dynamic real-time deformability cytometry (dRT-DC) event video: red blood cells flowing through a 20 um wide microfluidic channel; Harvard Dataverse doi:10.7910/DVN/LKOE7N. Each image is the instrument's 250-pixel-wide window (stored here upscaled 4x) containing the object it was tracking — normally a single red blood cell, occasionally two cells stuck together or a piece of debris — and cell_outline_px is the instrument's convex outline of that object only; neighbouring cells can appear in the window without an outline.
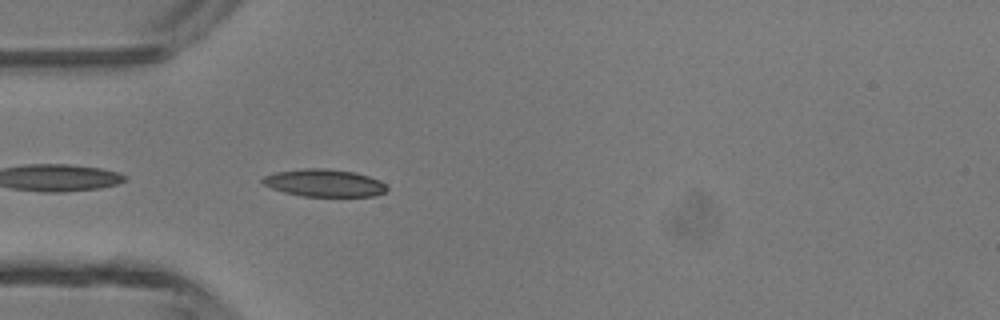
{"species": "common noctule bat (a hibernating species)", "species_latin": "Nyctalus noctula", "temperature_condition": "room temperature", "stored_images_in_passage": 35, "camera_frame_rate_fps": 3000, "um_per_image_px": 0.085, "animal": {"sex": "male", "body_mass_g": 13.3}, "frame": {"image": 1, "passage_image": 2, "time_ms": 0.333, "image_size_px": [1000, 320], "cell_outline_px": [[388, 188], [384, 192], [372, 196], [300, 196], [284, 192], [272, 188], [264, 184], [260, 180], [264, 176], [276, 172], [304, 168], [324, 168], [356, 172], [380, 180]], "centroid_in_image_um": [27.55, 15.54], "position_along_channel_um": 57.5, "area_um2": 19.83}}
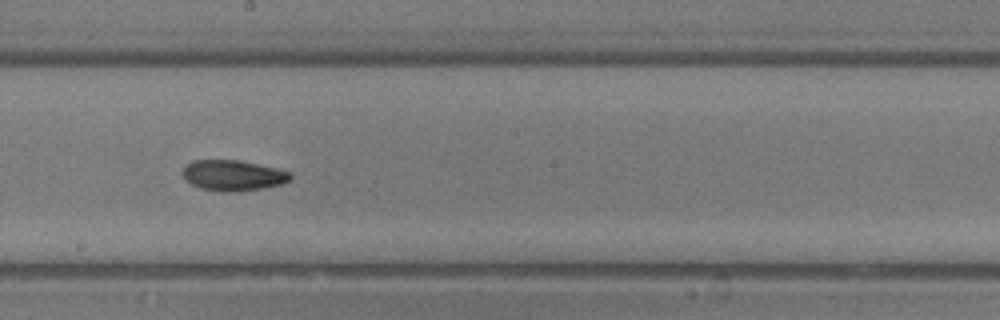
{"frame": {"image": 2, "passage_image": 14, "time_ms": 4.333, "image_size_px": [1000, 320], "cell_outline_px": [[292, 176], [288, 180], [280, 184], [260, 188], [236, 192], [224, 192], [200, 188], [184, 180], [180, 172], [184, 164], [192, 160], [240, 160], [276, 168], [288, 172]], "centroid_in_image_um": [19.7, 14.9], "position_along_channel_um": 228.5, "area_um2": 19.31}}
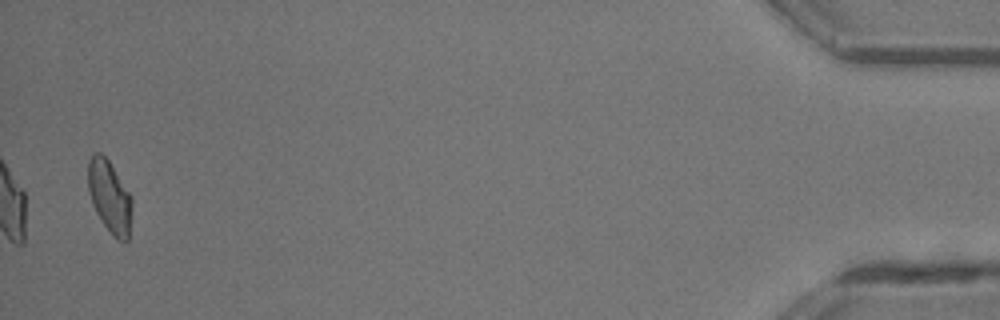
{"frame": {"image": 3, "passage_image": 34, "time_ms": 11.0, "image_size_px": [1000, 320], "cell_outline_px": [[132, 208], [128, 240], [124, 244], [116, 240], [112, 236], [96, 212], [92, 204], [88, 192], [88, 160], [96, 152], [100, 152], [108, 160], [132, 196]], "centroid_in_image_um": [9.32, 16.76], "position_along_channel_um": 425.9, "area_um2": 18.67}, "authors_computed_cell_mechanics": {"area_um2": 18.7272, "velocity_mm_per_s": 4.3602, "shape_relaxation_time_tau1_ms": null, "shape_relaxation_time_tau2_ms": 2.3767, "deformation_change_tau1": null, "deformation_change_tau2": 0.0746}}